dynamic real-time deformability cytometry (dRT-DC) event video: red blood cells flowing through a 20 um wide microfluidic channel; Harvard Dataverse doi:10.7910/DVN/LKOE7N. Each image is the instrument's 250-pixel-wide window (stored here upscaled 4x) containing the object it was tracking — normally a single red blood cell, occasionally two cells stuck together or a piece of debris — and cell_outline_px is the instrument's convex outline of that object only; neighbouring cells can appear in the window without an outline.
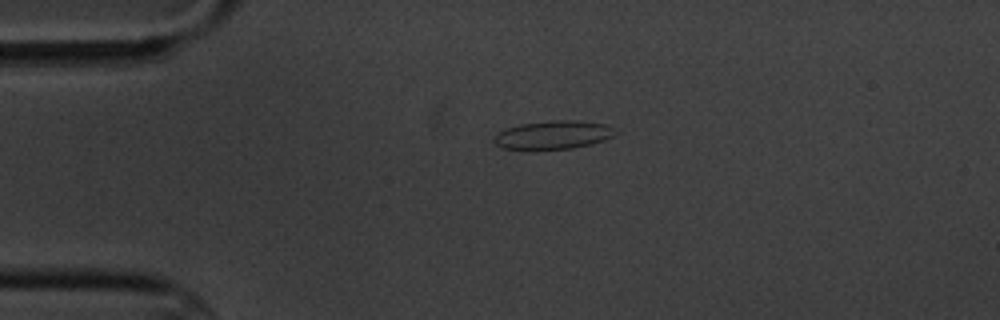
{"species": "common noctule bat (a hibernating species)", "species_latin": "Nyctalus noctula", "temperature_condition": "cold", "stored_images_in_passage": 5, "camera_frame_rate_fps": 3000, "um_per_image_px": 0.085, "animal": {"sex": "male", "body_mass_g": 20.1, "forearm_length_mm": 53.5}, "frame": {"image": 1, "passage_image": 4, "time_ms": 3.333, "image_size_px": [1000, 320], "cell_outline_px": [[616, 132], [612, 136], [604, 140], [592, 144], [572, 148], [504, 148], [496, 144], [496, 132], [504, 128], [520, 124], [552, 120], [576, 120], [608, 124]], "centroid_in_image_um": [47.05, 11.43], "position_along_channel_um": 37.9, "area_um2": 19.71}}